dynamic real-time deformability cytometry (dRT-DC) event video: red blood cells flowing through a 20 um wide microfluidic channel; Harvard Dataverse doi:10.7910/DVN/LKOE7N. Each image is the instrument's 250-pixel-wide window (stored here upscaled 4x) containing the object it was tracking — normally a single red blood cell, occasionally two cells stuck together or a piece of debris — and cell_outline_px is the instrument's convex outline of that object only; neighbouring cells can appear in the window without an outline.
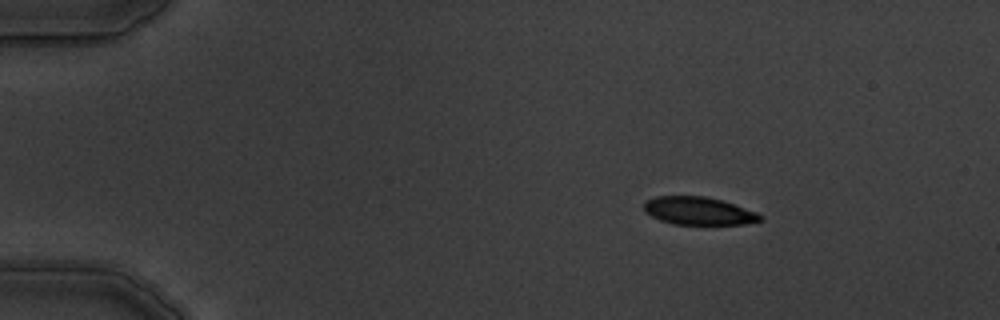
{"species": "common noctule bat (a hibernating species)", "species_latin": "Nyctalus noctula", "temperature_condition": "warm", "stored_images_in_passage": 6, "camera_frame_rate_fps": 3000, "um_per_image_px": 0.085, "animal": {"sex": "male", "body_mass_g": 19.5, "forearm_length_mm": 54.6}, "frame": {"image": 1, "passage_image": 1, "time_ms": 0.0, "image_size_px": [1000, 320], "cell_outline_px": [[764, 220], [744, 224], [672, 224], [660, 220], [644, 212], [644, 204], [648, 200], [656, 196], [704, 196], [724, 200], [756, 212], [764, 216]], "centroid_in_image_um": [59.41, 17.93], "position_along_channel_um": 25.6, "area_um2": 18.96}}
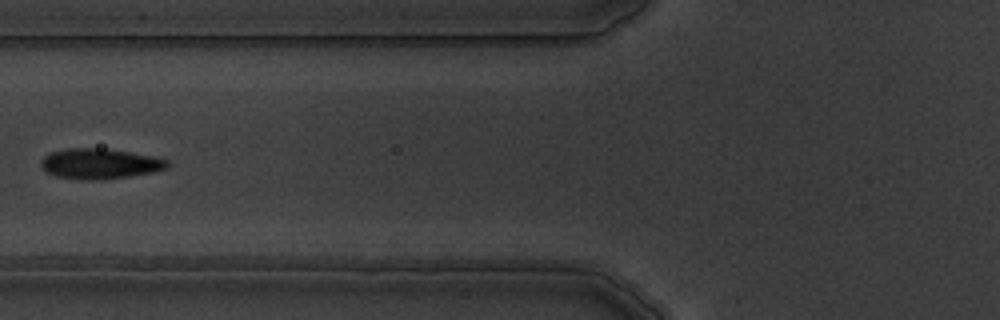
{"frame": {"image": 2, "passage_image": 5, "time_ms": 4.667, "image_size_px": [1000, 320], "cell_outline_px": [[168, 168], [156, 172], [128, 176], [96, 180], [80, 180], [56, 176], [48, 172], [40, 164], [40, 160], [44, 156], [52, 152], [64, 148], [100, 148], [128, 152], [152, 156], [168, 160]], "centroid_in_image_um": [8.48, 13.92], "position_along_channel_um": 117.3, "area_um2": 22.25}}
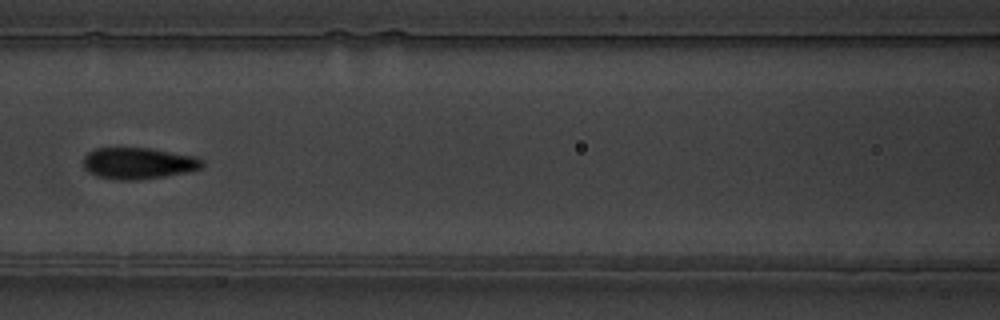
{"frame": {"image": 3, "passage_image": 6, "time_ms": 5.667, "image_size_px": [1000, 320], "cell_outline_px": [[204, 168], [188, 172], [140, 180], [116, 180], [96, 176], [88, 172], [84, 168], [84, 156], [88, 152], [96, 148], [152, 148], [196, 156], [204, 160]], "centroid_in_image_um": [11.79, 13.88], "position_along_channel_um": 154.8, "area_um2": 22.14}}